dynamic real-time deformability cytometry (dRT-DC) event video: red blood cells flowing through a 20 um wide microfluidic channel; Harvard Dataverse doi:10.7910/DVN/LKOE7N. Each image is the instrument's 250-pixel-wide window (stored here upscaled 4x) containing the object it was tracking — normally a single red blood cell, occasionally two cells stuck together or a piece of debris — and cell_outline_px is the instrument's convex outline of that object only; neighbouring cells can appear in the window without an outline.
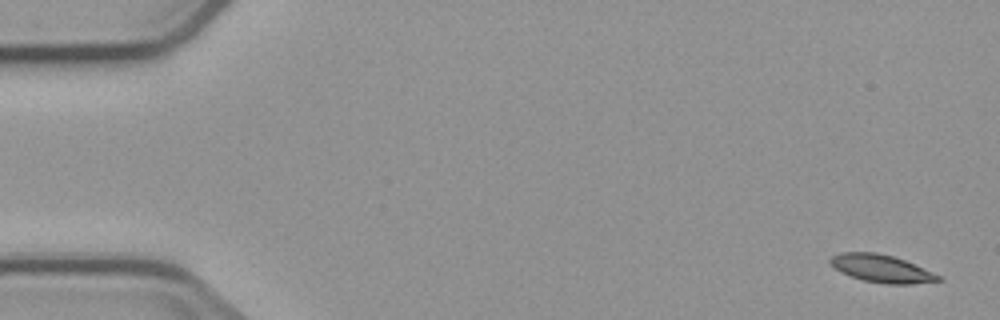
{"species": "common noctule bat (a hibernating species)", "species_latin": "Nyctalus noctula", "temperature_condition": "cold", "stored_images_in_passage": 5, "segment_of_instrument_passage": [1, 2], "camera_frame_rate_fps": 3000, "um_per_image_px": 0.085, "animal": {"sex": "male", "body_mass_g": 23.1, "forearm_length_mm": 52.7}, "frame": {"image": 1, "passage_image": 1, "time_ms": 0.0, "image_size_px": [1000, 320], "cell_outline_px": [[944, 280], [912, 284], [884, 284], [864, 280], [840, 272], [828, 260], [832, 256], [840, 252], [876, 252], [892, 256], [904, 260], [932, 272], [940, 276]], "centroid_in_image_um": [74.92, 22.83], "position_along_channel_um": 10.1, "area_um2": 17.22}}